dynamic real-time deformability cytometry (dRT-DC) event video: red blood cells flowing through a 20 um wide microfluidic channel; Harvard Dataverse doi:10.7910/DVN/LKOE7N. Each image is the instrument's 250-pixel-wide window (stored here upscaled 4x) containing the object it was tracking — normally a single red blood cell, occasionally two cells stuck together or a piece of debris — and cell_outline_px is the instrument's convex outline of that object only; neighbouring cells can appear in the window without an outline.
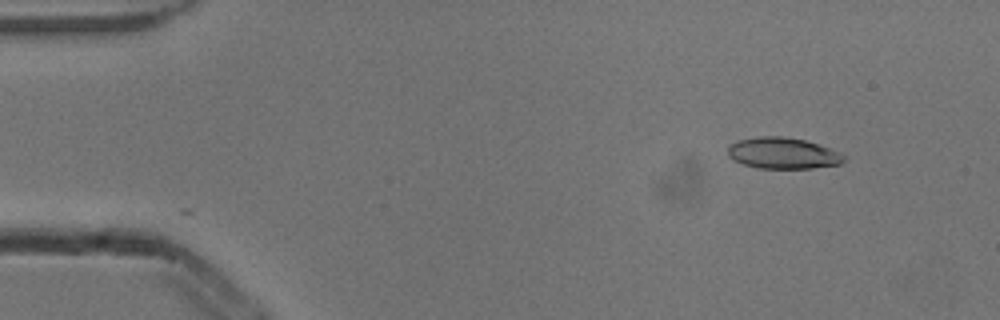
{"species": "common noctule bat (a hibernating species)", "species_latin": "Nyctalus noctula", "temperature_condition": "cold", "stored_images_in_passage": 4, "camera_frame_rate_fps": 3000, "um_per_image_px": 0.085, "animal": {"sex": "male", "body_mass_g": 13.3}, "frame": {"image": 1, "passage_image": 2, "time_ms": 0.333, "image_size_px": [1000, 320], "cell_outline_px": [[844, 160], [840, 164], [812, 168], [760, 168], [744, 164], [732, 160], [728, 156], [728, 148], [732, 144], [740, 140], [756, 136], [784, 136], [804, 140], [820, 144], [840, 152], [844, 156]], "centroid_in_image_um": [66.55, 13.01], "position_along_channel_um": 18.4, "area_um2": 21.1}}
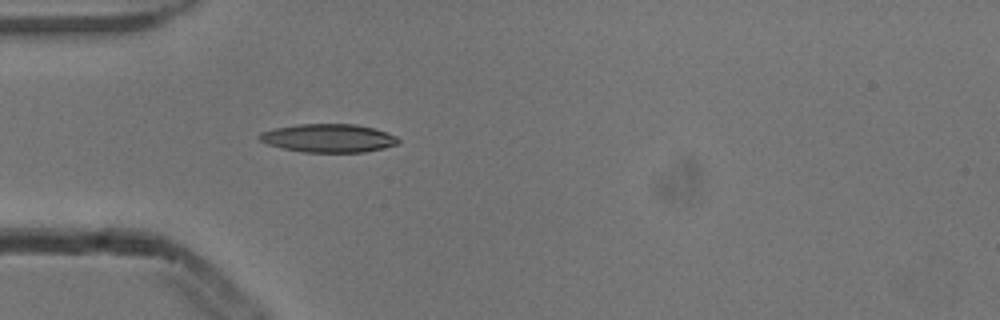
{"frame": {"image": 2, "passage_image": 4, "time_ms": 1.0, "image_size_px": [1000, 320], "cell_outline_px": [[400, 140], [396, 144], [384, 148], [364, 152], [304, 152], [284, 148], [268, 144], [260, 140], [256, 136], [260, 132], [272, 128], [296, 124], [356, 124], [372, 128], [396, 136]], "centroid_in_image_um": [27.87, 11.73], "position_along_channel_um": 57.1, "area_um2": 22.89}}